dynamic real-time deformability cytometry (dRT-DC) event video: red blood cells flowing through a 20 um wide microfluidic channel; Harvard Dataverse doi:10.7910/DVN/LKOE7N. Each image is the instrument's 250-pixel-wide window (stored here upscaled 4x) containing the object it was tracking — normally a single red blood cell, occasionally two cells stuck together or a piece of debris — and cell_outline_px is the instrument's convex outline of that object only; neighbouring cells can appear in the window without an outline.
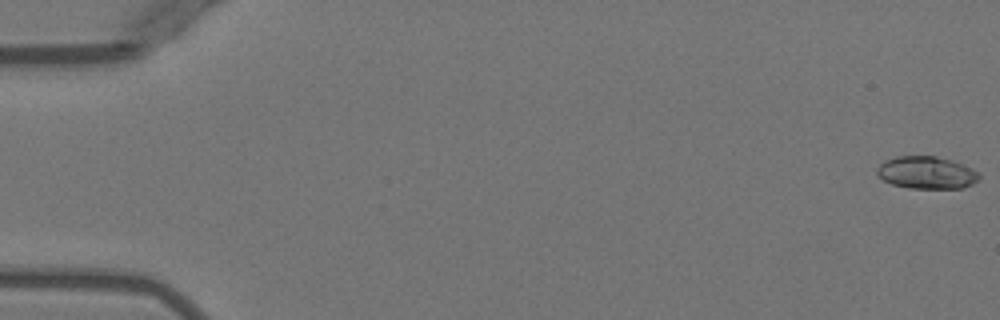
{"species": "Egyptian fruit bat (a non-hibernating species)", "species_latin": "Rousettus aegyptiacus", "temperature_condition": "warm", "stored_images_in_passage": 3, "camera_frame_rate_fps": 3000, "um_per_image_px": 0.085, "animal": {"sex": "female"}, "frame": {"image": 1, "passage_image": 1, "time_ms": 0.0, "image_size_px": [1000, 320], "cell_outline_px": [[980, 176], [972, 184], [960, 188], [908, 188], [892, 184], [884, 180], [876, 172], [876, 168], [884, 160], [896, 156], [936, 156], [952, 160], [964, 164], [980, 172]], "centroid_in_image_um": [78.76, 14.66], "position_along_channel_um": 6.2, "area_um2": 19.36}}